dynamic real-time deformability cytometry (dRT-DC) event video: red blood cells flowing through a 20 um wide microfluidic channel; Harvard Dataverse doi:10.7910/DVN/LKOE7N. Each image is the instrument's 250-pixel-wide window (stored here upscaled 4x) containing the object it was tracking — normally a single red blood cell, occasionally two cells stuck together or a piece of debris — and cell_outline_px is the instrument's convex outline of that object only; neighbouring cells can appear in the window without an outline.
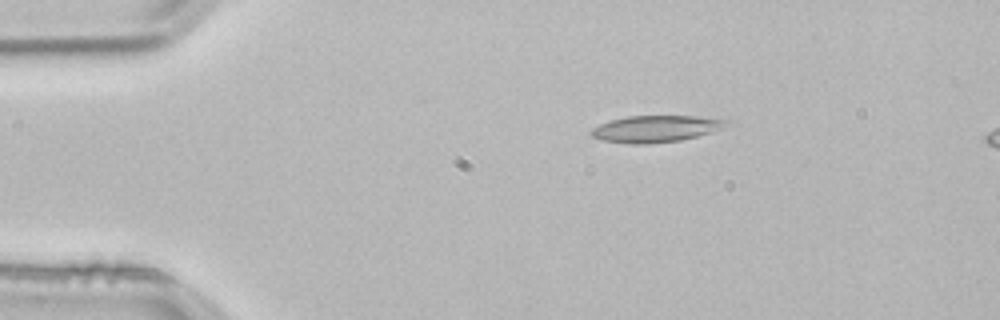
{"species": "common noctule bat (a hibernating species)", "species_latin": "Nyctalus noctula", "temperature_condition": "room temperature", "stored_images_in_passage": 3, "segment_of_instrument_passage": [1, 2], "camera_frame_rate_fps": 3000, "um_per_image_px": 0.085, "animal": {"sex": "male", "body_mass_g": 21.5, "forearm_length_mm": 52.0}, "frame": {"image": 1, "passage_image": 1, "time_ms": 0.0, "image_size_px": [1000, 320], "cell_outline_px": [[732, 124], [712, 132], [680, 140], [648, 144], [628, 144], [604, 140], [592, 136], [588, 132], [592, 128], [608, 120], [628, 116], [696, 116], [728, 120]], "centroid_in_image_um": [55.73, 10.94], "position_along_channel_um": 29.3, "area_um2": 21.1}}